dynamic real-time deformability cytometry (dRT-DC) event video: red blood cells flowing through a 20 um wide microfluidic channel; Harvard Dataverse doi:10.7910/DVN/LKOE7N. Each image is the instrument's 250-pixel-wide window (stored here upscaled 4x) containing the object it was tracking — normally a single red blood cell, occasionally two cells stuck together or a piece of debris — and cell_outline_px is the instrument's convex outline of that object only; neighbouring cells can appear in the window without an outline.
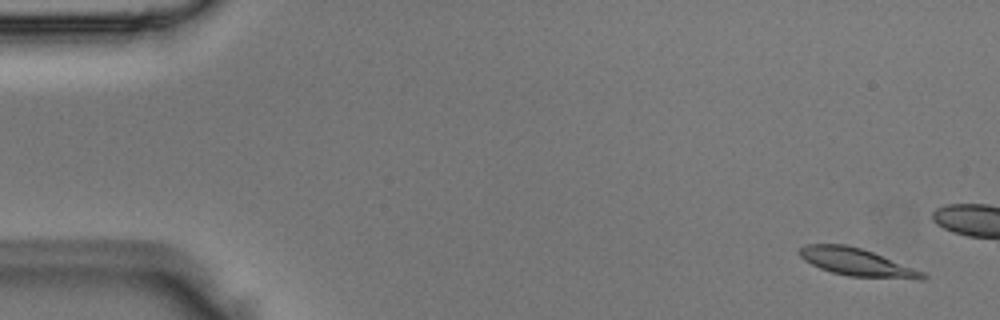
{"species": "Egyptian fruit bat (a non-hibernating species)", "species_latin": "Rousettus aegyptiacus", "temperature_condition": "room temperature", "stored_images_in_passage": 14, "camera_frame_rate_fps": 3000, "um_per_image_px": 0.085, "animal": {"sex": "male"}, "frame": {"image": 1, "passage_image": 3, "time_ms": 0.667, "image_size_px": [1000, 320], "cell_outline_px": [[928, 276], [924, 280], [916, 280], [848, 276], [832, 272], [820, 268], [804, 260], [800, 256], [800, 248], [804, 244], [844, 244], [860, 248], [872, 252], [924, 272]], "centroid_in_image_um": [72.86, 22.31], "position_along_channel_um": 12.1, "area_um2": 19.77}}